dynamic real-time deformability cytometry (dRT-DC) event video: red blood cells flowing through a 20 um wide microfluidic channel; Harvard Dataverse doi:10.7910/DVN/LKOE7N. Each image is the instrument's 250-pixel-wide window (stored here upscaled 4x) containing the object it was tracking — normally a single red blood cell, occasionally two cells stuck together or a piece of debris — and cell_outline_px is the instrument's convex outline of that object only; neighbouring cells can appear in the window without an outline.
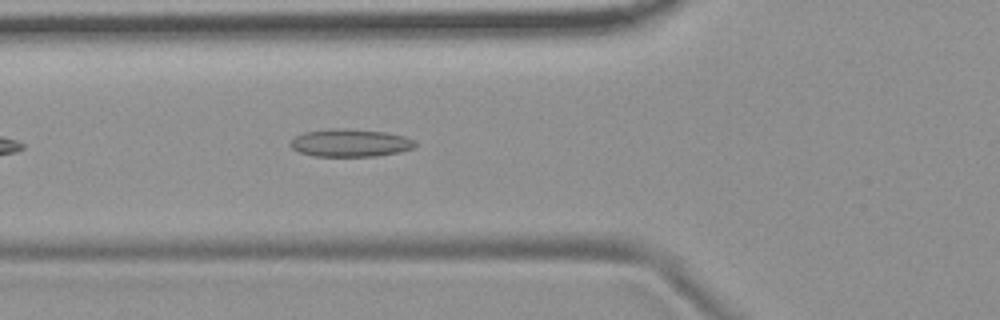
{"species": "common noctule bat (a hibernating species)", "species_latin": "Nyctalus noctula", "temperature_condition": "room temperature", "stored_images_in_passage": 41, "camera_frame_rate_fps": 3000, "um_per_image_px": 0.085, "animal": {"sex": "female", "body_mass_g": 19.9}, "frame": {"image": 1, "passage_image": 7, "time_ms": 2.0, "image_size_px": [1000, 320], "cell_outline_px": [[416, 144], [412, 148], [400, 152], [376, 156], [312, 156], [300, 152], [292, 148], [288, 144], [296, 136], [304, 132], [332, 128], [348, 128], [384, 132], [404, 136], [416, 140]], "centroid_in_image_um": [29.76, 12.14], "position_along_channel_um": 96.0, "area_um2": 20.23}, "authors_computed_cell_mechanics": {"area_um2": 18.7272, "velocity_mm_per_s": 3.707, "shape_relaxation_time_tau1_ms": null, "shape_relaxation_time_tau2_ms": 1.5009, "deformation_change_tau1": null, "deformation_change_tau2": 0.0915}}